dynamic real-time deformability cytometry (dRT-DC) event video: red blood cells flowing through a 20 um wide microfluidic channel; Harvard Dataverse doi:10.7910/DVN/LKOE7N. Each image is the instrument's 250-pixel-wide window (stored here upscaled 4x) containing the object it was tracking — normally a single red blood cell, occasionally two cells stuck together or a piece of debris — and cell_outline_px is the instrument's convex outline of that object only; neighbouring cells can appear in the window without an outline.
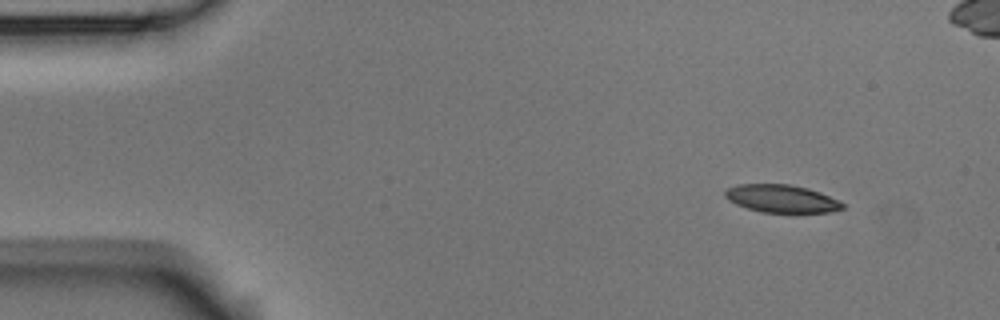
{"species": "Egyptian fruit bat (a non-hibernating species)", "species_latin": "Rousettus aegyptiacus", "temperature_condition": "room temperature", "stored_images_in_passage": 52, "camera_frame_rate_fps": 3000, "um_per_image_px": 0.085, "animal": {"sex": "male"}, "frame": {"image": 1, "passage_image": 1, "time_ms": 0.0, "image_size_px": [1000, 320], "cell_outline_px": [[844, 208], [828, 212], [792, 216], [760, 212], [736, 204], [728, 200], [724, 196], [724, 192], [728, 188], [740, 184], [788, 184], [808, 188], [820, 192], [840, 200], [844, 204]], "centroid_in_image_um": [66.49, 16.94], "position_along_channel_um": 18.5, "area_um2": 19.94}}
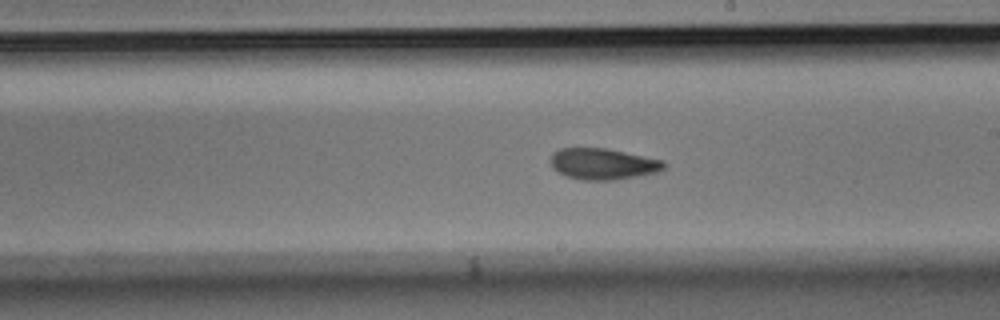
{"frame": {"image": 2, "passage_image": 27, "time_ms": 8.667, "image_size_px": [1000, 320], "cell_outline_px": [[668, 164], [664, 168], [656, 172], [616, 180], [584, 180], [564, 176], [552, 168], [548, 160], [552, 152], [560, 148], [604, 148], [664, 160]], "centroid_in_image_um": [51.2, 13.93], "position_along_channel_um": 237.8, "area_um2": 20.81}}
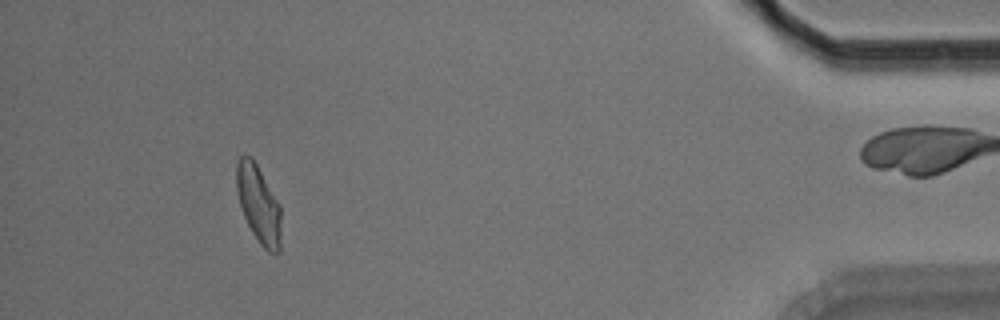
{"frame": {"image": 3, "passage_image": 47, "time_ms": 15.333, "image_size_px": [1000, 320], "cell_outline_px": [[280, 252], [268, 252], [260, 244], [252, 232], [244, 216], [240, 204], [236, 188], [236, 164], [240, 156], [244, 152], [252, 156], [280, 204]], "centroid_in_image_um": [21.97, 17.3], "position_along_channel_um": 413.2, "area_um2": 20.23}, "authors_computed_cell_mechanics": {"area_um2": 20.4612, "velocity_mm_per_s": 3.5774, "shape_relaxation_time_tau1_ms": 4.182, "shape_relaxation_time_tau2_ms": 2.8789, "deformation_change_tau1": 0.1473, "deformation_change_tau2": 0.0963}}